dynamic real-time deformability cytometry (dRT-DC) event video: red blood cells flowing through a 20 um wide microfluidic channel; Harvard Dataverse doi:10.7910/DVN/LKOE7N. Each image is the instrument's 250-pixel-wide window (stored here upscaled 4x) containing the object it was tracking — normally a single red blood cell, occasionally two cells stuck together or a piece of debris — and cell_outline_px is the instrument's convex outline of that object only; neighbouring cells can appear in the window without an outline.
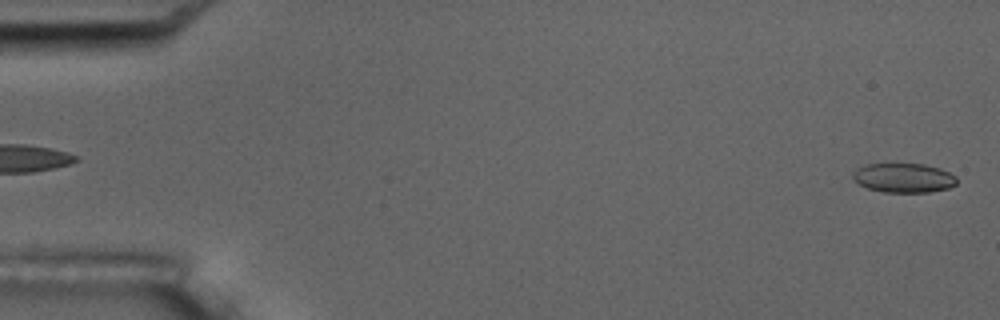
{"species": "common noctule bat (a hibernating species)", "species_latin": "Nyctalus noctula", "temperature_condition": "room temperature", "stored_images_in_passage": 6, "segment_of_instrument_passage": [2, 2], "camera_frame_rate_fps": 3000, "um_per_image_px": 0.085, "animal": {"sex": "male", "body_mass_g": 17.5, "forearm_length_mm": 52.3}, "frame": {"image": 1, "passage_image": 6, "time_ms": 5.667, "image_size_px": [1000, 320], "cell_outline_px": [[956, 184], [948, 188], [928, 192], [884, 192], [868, 188], [852, 180], [852, 172], [856, 168], [868, 164], [924, 164], [940, 168], [956, 176]], "centroid_in_image_um": [76.79, 15.11], "position_along_channel_um": 8.2, "area_um2": 17.74}}